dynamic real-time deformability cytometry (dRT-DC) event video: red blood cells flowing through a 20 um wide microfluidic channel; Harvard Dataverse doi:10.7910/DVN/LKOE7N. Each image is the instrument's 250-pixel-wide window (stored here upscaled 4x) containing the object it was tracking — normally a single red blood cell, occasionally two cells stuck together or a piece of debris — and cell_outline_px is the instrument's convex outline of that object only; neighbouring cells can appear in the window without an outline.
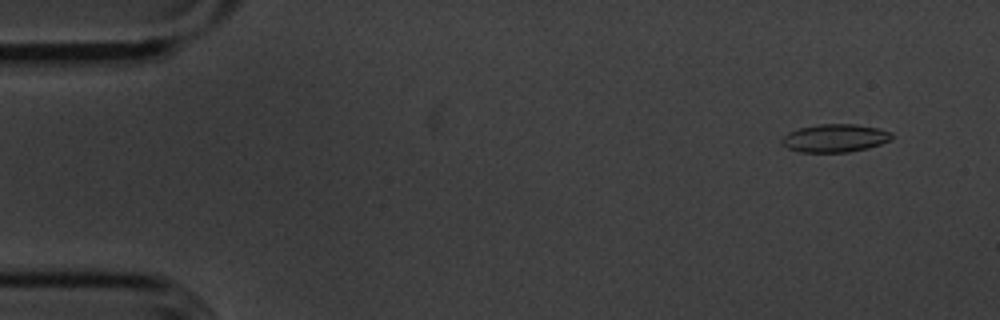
{"species": "common noctule bat (a hibernating species)", "species_latin": "Nyctalus noctula", "temperature_condition": "cold", "stored_images_in_passage": 55, "camera_frame_rate_fps": 3000, "um_per_image_px": 0.085, "animal": {"sex": "male", "body_mass_g": 20.1, "forearm_length_mm": 53.5}, "frame": {"image": 1, "passage_image": 4, "time_ms": 1.0, "image_size_px": [1000, 320], "cell_outline_px": [[892, 140], [868, 148], [848, 152], [800, 152], [788, 148], [780, 140], [788, 132], [800, 128], [816, 124], [856, 124], [880, 128], [892, 132]], "centroid_in_image_um": [71.0, 11.73], "position_along_channel_um": 14.0, "area_um2": 18.03}}
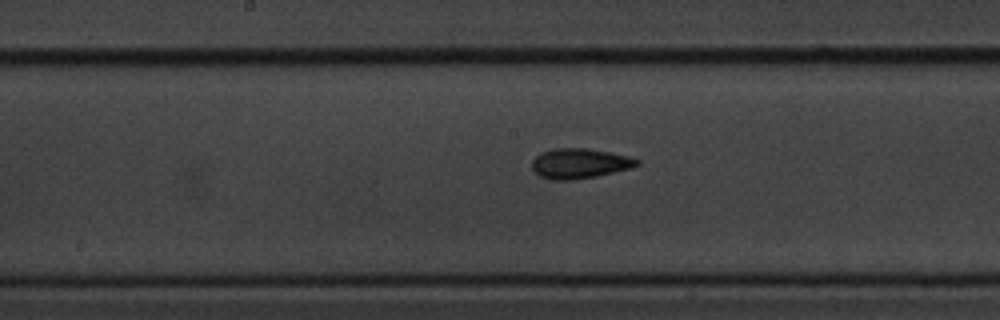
{"frame": {"image": 2, "passage_image": 28, "time_ms": 9.0, "image_size_px": [1000, 320], "cell_outline_px": [[640, 164], [632, 168], [596, 176], [572, 180], [552, 180], [540, 176], [532, 172], [532, 160], [540, 152], [552, 148], [588, 148], [628, 156], [640, 160]], "centroid_in_image_um": [49.24, 13.89], "position_along_channel_um": 199.0, "area_um2": 18.55}}
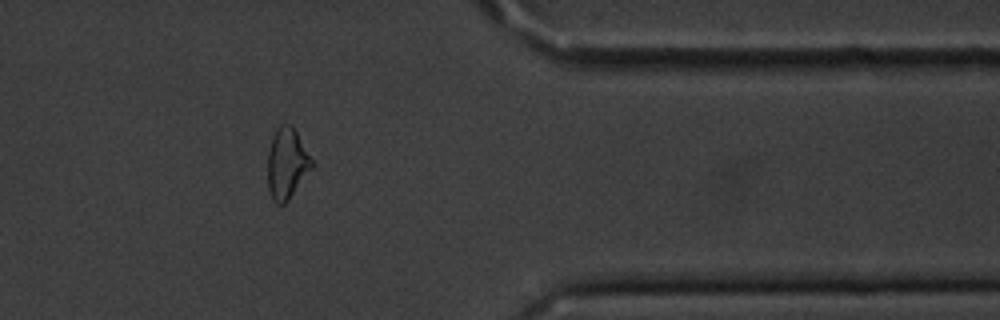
{"frame": {"image": 3, "passage_image": 45, "time_ms": 14.667, "image_size_px": [1000, 320], "cell_outline_px": [[312, 168], [288, 200], [284, 204], [276, 204], [272, 200], [268, 188], [268, 152], [272, 136], [276, 128], [280, 124], [288, 124], [296, 132], [312, 160]], "centroid_in_image_um": [24.35, 13.92], "position_along_channel_um": 387.0, "area_um2": 17.92}, "authors_computed_cell_mechanics": {"area_um2": 17.918, "velocity_mm_per_s": 3.6173, "shape_relaxation_time_tau1_ms": 3.4814, "shape_relaxation_time_tau2_ms": 5.8844, "deformation_change_tau1": 0.1122, "deformation_change_tau2": 0.1327}}